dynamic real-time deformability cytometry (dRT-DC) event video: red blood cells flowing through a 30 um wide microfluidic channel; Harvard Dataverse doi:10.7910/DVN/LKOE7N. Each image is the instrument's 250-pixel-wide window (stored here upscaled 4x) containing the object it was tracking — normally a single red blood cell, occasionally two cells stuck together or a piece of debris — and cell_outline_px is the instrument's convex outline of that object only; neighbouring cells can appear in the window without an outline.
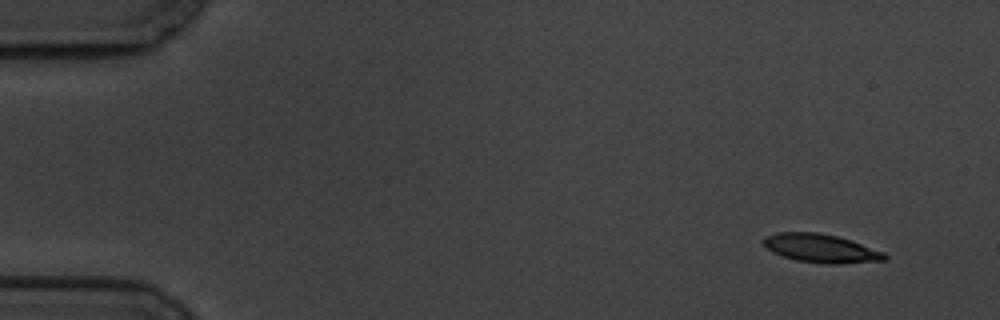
{"species": "common noctule bat (a hibernating species)", "species_latin": "Nyctalus noctula", "temperature_condition": "cold", "stored_images_in_passage": 6, "camera_frame_rate_fps": 3000, "um_per_image_px": 0.085, "animal": {"sex": "male", "body_mass_g": 19.5, "forearm_length_mm": 54.6}, "frame": {"image": 1, "passage_image": 1, "time_ms": 0.0, "image_size_px": [1000, 320], "cell_outline_px": [[888, 260], [840, 264], [828, 264], [796, 260], [772, 252], [764, 244], [764, 236], [776, 232], [816, 232], [836, 236], [884, 252], [888, 256]], "centroid_in_image_um": [69.78, 21.11], "position_along_channel_um": 15.2, "area_um2": 19.94}}
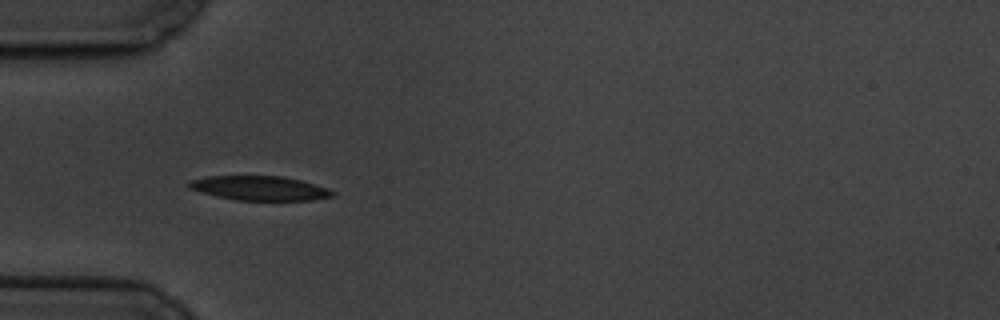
{"frame": {"image": 2, "passage_image": 5, "time_ms": 4.667, "image_size_px": [1000, 320], "cell_outline_px": [[336, 192], [332, 196], [312, 200], [236, 200], [216, 196], [200, 192], [188, 188], [188, 180], [204, 176], [284, 176], [300, 180], [328, 188]], "centroid_in_image_um": [22.03, 15.99], "position_along_channel_um": 63.0, "area_um2": 20.46}}
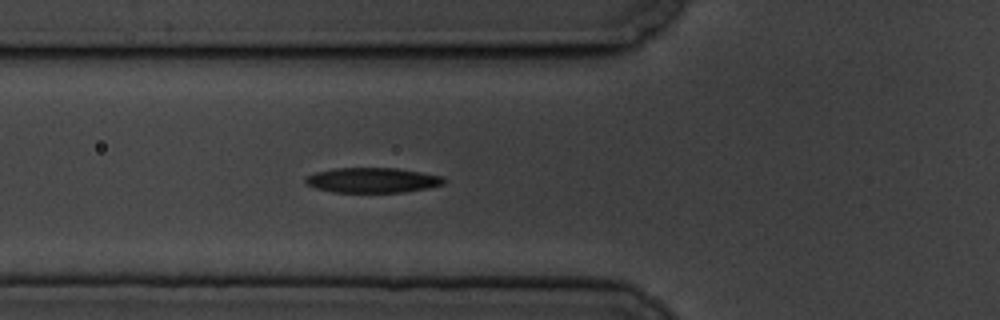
{"frame": {"image": 3, "passage_image": 6, "time_ms": 5.667, "image_size_px": [1000, 320], "cell_outline_px": [[448, 180], [444, 184], [428, 188], [404, 192], [332, 192], [316, 188], [304, 184], [304, 176], [316, 172], [336, 168], [396, 168], [444, 176]], "centroid_in_image_um": [31.66, 15.32], "position_along_channel_um": 94.1, "area_um2": 20.4}}